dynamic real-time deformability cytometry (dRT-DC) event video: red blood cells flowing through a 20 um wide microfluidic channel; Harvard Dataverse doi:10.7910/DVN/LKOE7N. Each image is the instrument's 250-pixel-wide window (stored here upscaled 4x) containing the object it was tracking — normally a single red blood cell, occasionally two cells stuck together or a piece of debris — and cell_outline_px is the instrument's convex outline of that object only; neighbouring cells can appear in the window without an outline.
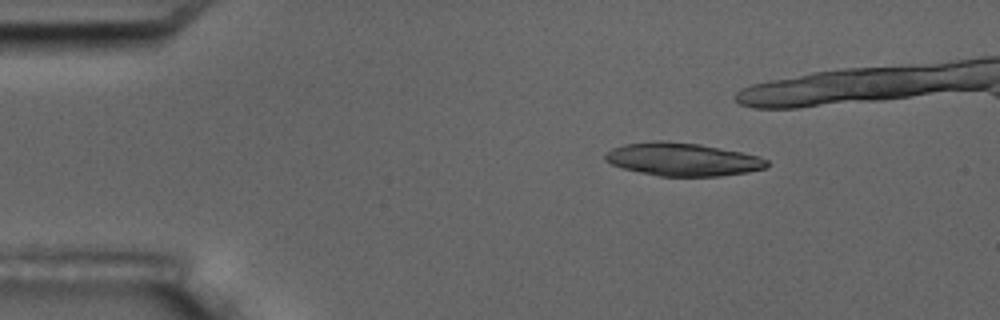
{"species": "common noctule bat (a hibernating species)", "species_latin": "Nyctalus noctula", "temperature_condition": "room temperature", "stored_images_in_passage": 6, "camera_frame_rate_fps": 3000, "um_per_image_px": 0.085, "animal": {"sex": "male", "body_mass_g": 17.5, "forearm_length_mm": 52.3}, "frame": {"image": 1, "passage_image": 3, "time_ms": 2.333, "image_size_px": [1000, 320], "cell_outline_px": [[768, 168], [748, 172], [720, 176], [660, 176], [640, 172], [624, 168], [612, 164], [604, 160], [604, 152], [612, 148], [624, 144], [656, 140], [668, 140], [700, 144], [760, 156], [768, 160]], "centroid_in_image_um": [58.02, 13.54], "position_along_channel_um": 27.0, "area_um2": 31.33}}